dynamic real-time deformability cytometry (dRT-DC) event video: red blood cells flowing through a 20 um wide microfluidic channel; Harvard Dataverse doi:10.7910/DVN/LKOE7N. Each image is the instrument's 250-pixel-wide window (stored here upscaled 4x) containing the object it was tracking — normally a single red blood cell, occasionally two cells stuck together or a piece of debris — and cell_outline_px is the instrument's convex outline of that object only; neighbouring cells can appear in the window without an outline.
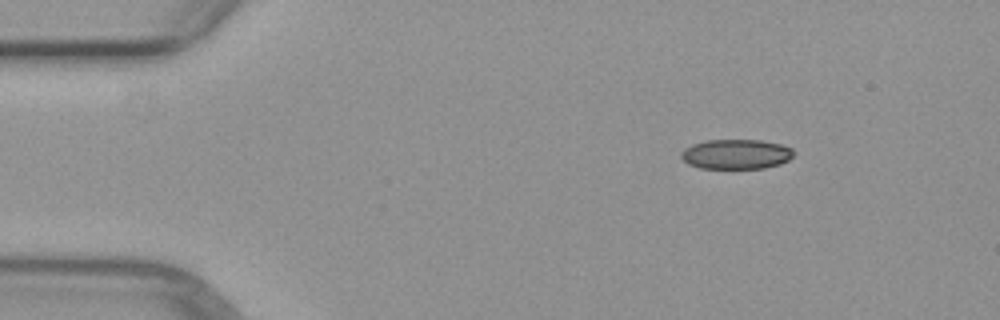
{"species": "common noctule bat (a hibernating species)", "species_latin": "Nyctalus noctula", "temperature_condition": "warm", "stored_images_in_passage": 3, "camera_frame_rate_fps": 3000, "um_per_image_px": 0.085, "animal": {"sex": "female", "body_mass_g": 29.2, "forearm_length_mm": 56.3}, "frame": {"image": 1, "passage_image": 1, "time_ms": 0.0, "image_size_px": [1000, 320], "cell_outline_px": [[792, 156], [788, 160], [780, 164], [764, 168], [700, 168], [688, 164], [680, 156], [680, 152], [684, 148], [692, 144], [708, 140], [760, 140], [780, 144], [792, 148]], "centroid_in_image_um": [62.54, 13.1], "position_along_channel_um": 22.5, "area_um2": 19.48}}